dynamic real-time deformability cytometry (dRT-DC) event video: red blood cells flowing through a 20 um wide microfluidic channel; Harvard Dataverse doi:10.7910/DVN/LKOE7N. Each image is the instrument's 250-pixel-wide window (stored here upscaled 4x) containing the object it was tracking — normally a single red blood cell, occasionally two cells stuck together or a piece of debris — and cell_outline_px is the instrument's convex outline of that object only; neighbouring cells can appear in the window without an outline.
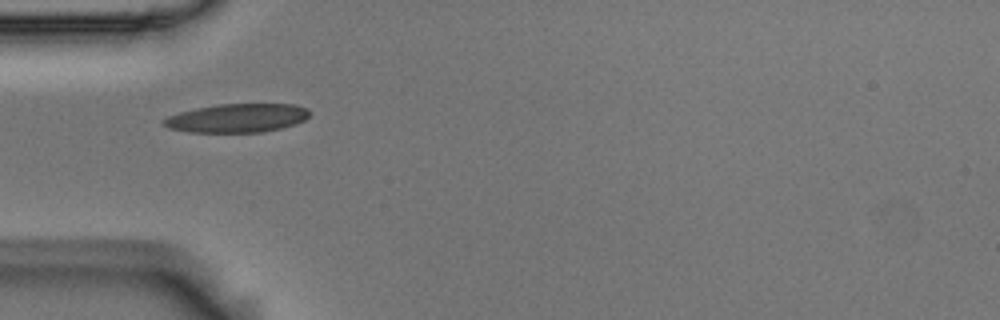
{"species": "Egyptian fruit bat (a non-hibernating species)", "species_latin": "Rousettus aegyptiacus", "temperature_condition": "room temperature", "stored_images_in_passage": 39, "camera_frame_rate_fps": 3000, "um_per_image_px": 0.085, "animal": {"sex": "male"}, "frame": {"image": 1, "passage_image": 1, "time_ms": 0.0, "image_size_px": [1000, 320], "cell_outline_px": [[308, 116], [304, 120], [296, 124], [280, 128], [260, 132], [188, 132], [168, 128], [160, 120], [168, 116], [180, 112], [196, 108], [216, 104], [296, 104], [308, 108]], "centroid_in_image_um": [20.14, 10.03], "position_along_channel_um": 64.9, "area_um2": 24.39}}
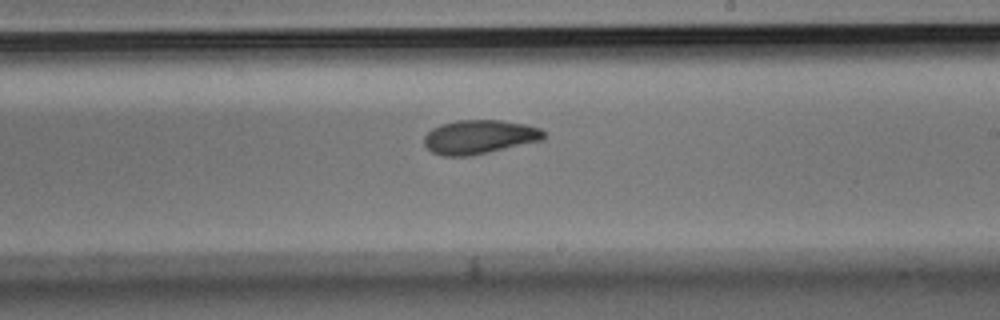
{"frame": {"image": 2, "passage_image": 16, "time_ms": 5.0, "image_size_px": [1000, 320], "cell_outline_px": [[544, 140], [488, 152], [468, 156], [440, 156], [432, 152], [424, 144], [424, 136], [432, 128], [440, 124], [456, 120], [500, 120], [524, 124], [540, 128], [544, 132]], "centroid_in_image_um": [40.72, 11.64], "position_along_channel_um": 248.3, "area_um2": 23.7}}
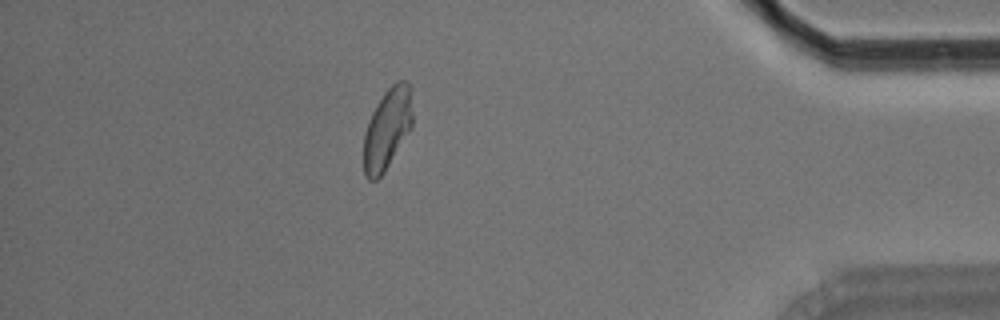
{"frame": {"image": 3, "passage_image": 32, "time_ms": 10.333, "image_size_px": [1000, 320], "cell_outline_px": [[412, 128], [384, 172], [376, 180], [368, 180], [364, 172], [364, 132], [368, 120], [372, 112], [384, 92], [396, 80], [404, 80], [408, 84], [412, 112]], "centroid_in_image_um": [32.9, 10.96], "position_along_channel_um": 402.3, "area_um2": 22.89}, "authors_computed_cell_mechanics": {"area_um2": 23.3512, "velocity_mm_per_s": 3.6681, "shape_relaxation_time_tau1_ms": 6.8791, "shape_relaxation_time_tau2_ms": 2.8863, "deformation_change_tau1": 0.1779, "deformation_change_tau2": 0.0881}}